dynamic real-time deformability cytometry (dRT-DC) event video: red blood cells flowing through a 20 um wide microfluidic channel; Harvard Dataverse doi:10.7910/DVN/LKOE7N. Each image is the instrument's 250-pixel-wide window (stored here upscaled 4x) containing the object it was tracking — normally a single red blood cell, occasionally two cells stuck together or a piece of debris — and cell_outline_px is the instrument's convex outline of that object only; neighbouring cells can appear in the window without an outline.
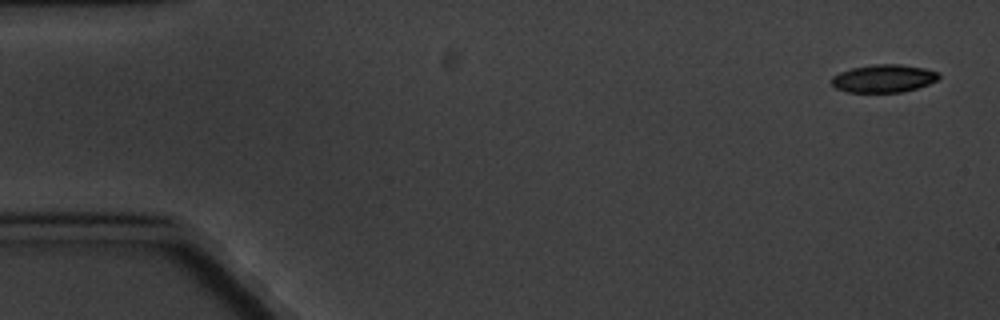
{"species": "common noctule bat (a hibernating species)", "species_latin": "Nyctalus noctula", "temperature_condition": "cold", "stored_images_in_passage": 4, "camera_frame_rate_fps": 3000, "um_per_image_px": 0.085, "animal": {"sex": "male", "body_mass_g": 20.1, "forearm_length_mm": 53.5}, "frame": {"image": 1, "passage_image": 1, "time_ms": 0.0, "image_size_px": [1000, 320], "cell_outline_px": [[940, 76], [936, 80], [928, 84], [904, 92], [848, 92], [836, 88], [832, 84], [832, 76], [840, 72], [852, 68], [872, 64], [900, 64], [924, 68], [940, 72]], "centroid_in_image_um": [75.12, 6.66], "position_along_channel_um": 9.9, "area_um2": 17.4}}